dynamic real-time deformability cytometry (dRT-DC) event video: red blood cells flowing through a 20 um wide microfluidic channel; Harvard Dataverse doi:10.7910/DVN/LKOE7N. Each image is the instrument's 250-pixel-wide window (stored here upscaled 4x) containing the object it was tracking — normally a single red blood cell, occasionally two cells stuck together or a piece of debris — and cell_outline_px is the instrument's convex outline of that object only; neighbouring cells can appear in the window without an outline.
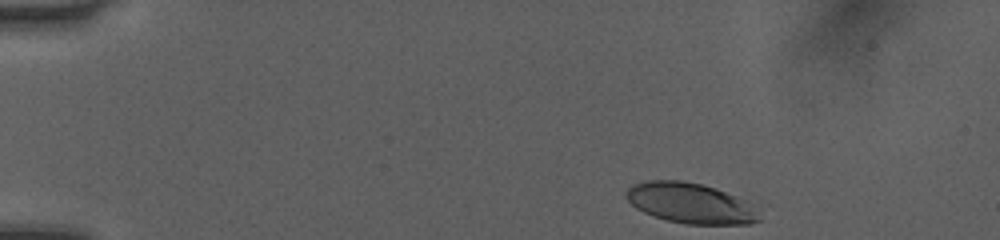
{"species": "human", "species_latin": "Homo sapiens", "temperature_condition": "room temperature", "stored_images_in_passage": 40, "camera_frame_rate_fps": 3000, "um_per_image_px": 0.085, "donor": {"sex": "female"}, "frame": {"image": 1, "passage_image": 1, "time_ms": 0.0, "image_size_px": [1000, 240], "cell_outline_px": [[764, 220], [748, 224], [684, 224], [668, 220], [644, 212], [636, 208], [624, 196], [628, 188], [632, 184], [644, 180], [680, 180], [700, 184], [748, 200]], "centroid_in_image_um": [58.7, 17.27], "position_along_channel_um": 26.3, "area_um2": 31.33}}
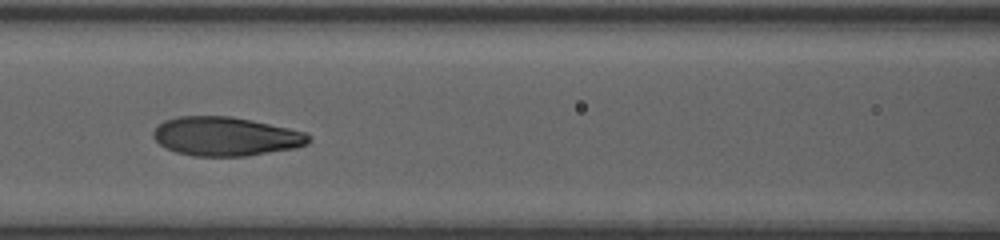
{"frame": {"image": 2, "passage_image": 17, "time_ms": 5.333, "image_size_px": [1000, 240], "cell_outline_px": [[312, 140], [308, 144], [296, 148], [248, 156], [192, 156], [176, 152], [164, 148], [152, 136], [152, 132], [164, 120], [180, 116], [232, 116], [252, 120], [308, 132], [312, 136]], "centroid_in_image_um": [19.23, 11.6], "position_along_channel_um": 147.4, "area_um2": 35.66}}
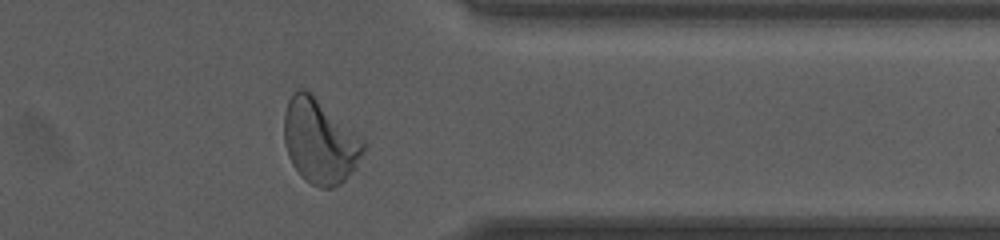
{"frame": {"image": 3, "passage_image": 35, "time_ms": 11.333, "image_size_px": [1000, 240], "cell_outline_px": [[368, 144], [356, 168], [340, 184], [332, 188], [320, 188], [304, 180], [300, 176], [292, 164], [288, 156], [284, 144], [284, 112], [288, 100], [292, 92], [300, 88], [304, 88], [364, 140]], "centroid_in_image_um": [27.17, 12.04], "position_along_channel_um": 384.2, "area_um2": 39.02}, "authors_computed_cell_mechanics": {"area_um2": 34.969, "velocity_mm_per_s": 4.0515, "shape_relaxation_time_tau1_ms": 2.7805, "shape_relaxation_time_tau2_ms": 0.9876, "deformation_change_tau1": 0.1815, "deformation_change_tau2": 0.0667}}